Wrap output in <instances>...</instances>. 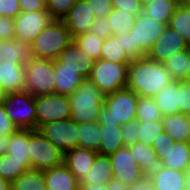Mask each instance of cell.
Segmentation results:
<instances>
[{"instance_id":"obj_1","label":"cell","mask_w":190,"mask_h":190,"mask_svg":"<svg viewBox=\"0 0 190 190\" xmlns=\"http://www.w3.org/2000/svg\"><path fill=\"white\" fill-rule=\"evenodd\" d=\"M173 80L163 63L144 56L128 65L126 88L139 97H154Z\"/></svg>"},{"instance_id":"obj_2","label":"cell","mask_w":190,"mask_h":190,"mask_svg":"<svg viewBox=\"0 0 190 190\" xmlns=\"http://www.w3.org/2000/svg\"><path fill=\"white\" fill-rule=\"evenodd\" d=\"M70 119L76 124L98 122L99 112L104 106L105 94L89 78L84 79L69 95Z\"/></svg>"},{"instance_id":"obj_3","label":"cell","mask_w":190,"mask_h":190,"mask_svg":"<svg viewBox=\"0 0 190 190\" xmlns=\"http://www.w3.org/2000/svg\"><path fill=\"white\" fill-rule=\"evenodd\" d=\"M73 41L63 20L53 19L31 43L34 58L57 60L59 54Z\"/></svg>"},{"instance_id":"obj_4","label":"cell","mask_w":190,"mask_h":190,"mask_svg":"<svg viewBox=\"0 0 190 190\" xmlns=\"http://www.w3.org/2000/svg\"><path fill=\"white\" fill-rule=\"evenodd\" d=\"M138 99L139 96L128 88L105 95L104 106L99 112L98 122L123 125L136 120Z\"/></svg>"},{"instance_id":"obj_5","label":"cell","mask_w":190,"mask_h":190,"mask_svg":"<svg viewBox=\"0 0 190 190\" xmlns=\"http://www.w3.org/2000/svg\"><path fill=\"white\" fill-rule=\"evenodd\" d=\"M25 69V91L34 97L55 93L54 60L33 58Z\"/></svg>"},{"instance_id":"obj_6","label":"cell","mask_w":190,"mask_h":190,"mask_svg":"<svg viewBox=\"0 0 190 190\" xmlns=\"http://www.w3.org/2000/svg\"><path fill=\"white\" fill-rule=\"evenodd\" d=\"M30 169L45 170L64 163V153L38 129L28 138Z\"/></svg>"},{"instance_id":"obj_7","label":"cell","mask_w":190,"mask_h":190,"mask_svg":"<svg viewBox=\"0 0 190 190\" xmlns=\"http://www.w3.org/2000/svg\"><path fill=\"white\" fill-rule=\"evenodd\" d=\"M129 64L110 62L104 59L95 61L89 79L107 95L127 86Z\"/></svg>"},{"instance_id":"obj_8","label":"cell","mask_w":190,"mask_h":190,"mask_svg":"<svg viewBox=\"0 0 190 190\" xmlns=\"http://www.w3.org/2000/svg\"><path fill=\"white\" fill-rule=\"evenodd\" d=\"M3 107L18 129L36 130L35 97L27 91L9 93Z\"/></svg>"},{"instance_id":"obj_9","label":"cell","mask_w":190,"mask_h":190,"mask_svg":"<svg viewBox=\"0 0 190 190\" xmlns=\"http://www.w3.org/2000/svg\"><path fill=\"white\" fill-rule=\"evenodd\" d=\"M36 129L44 123L70 119L71 109L68 95L49 94L35 97Z\"/></svg>"},{"instance_id":"obj_10","label":"cell","mask_w":190,"mask_h":190,"mask_svg":"<svg viewBox=\"0 0 190 190\" xmlns=\"http://www.w3.org/2000/svg\"><path fill=\"white\" fill-rule=\"evenodd\" d=\"M109 157L113 169V178L118 181L132 188L147 179V175L131 155L129 147L124 146Z\"/></svg>"},{"instance_id":"obj_11","label":"cell","mask_w":190,"mask_h":190,"mask_svg":"<svg viewBox=\"0 0 190 190\" xmlns=\"http://www.w3.org/2000/svg\"><path fill=\"white\" fill-rule=\"evenodd\" d=\"M167 24L156 21L143 13L138 15L129 35H132L133 47L142 56L152 47L163 34Z\"/></svg>"},{"instance_id":"obj_12","label":"cell","mask_w":190,"mask_h":190,"mask_svg":"<svg viewBox=\"0 0 190 190\" xmlns=\"http://www.w3.org/2000/svg\"><path fill=\"white\" fill-rule=\"evenodd\" d=\"M38 130L64 154L78 147V128L71 119L44 123Z\"/></svg>"},{"instance_id":"obj_13","label":"cell","mask_w":190,"mask_h":190,"mask_svg":"<svg viewBox=\"0 0 190 190\" xmlns=\"http://www.w3.org/2000/svg\"><path fill=\"white\" fill-rule=\"evenodd\" d=\"M52 20L48 11L21 12L14 18V38L31 44Z\"/></svg>"},{"instance_id":"obj_14","label":"cell","mask_w":190,"mask_h":190,"mask_svg":"<svg viewBox=\"0 0 190 190\" xmlns=\"http://www.w3.org/2000/svg\"><path fill=\"white\" fill-rule=\"evenodd\" d=\"M188 48L187 42L167 25L163 34L154 42L146 56L159 63H164L176 53Z\"/></svg>"},{"instance_id":"obj_15","label":"cell","mask_w":190,"mask_h":190,"mask_svg":"<svg viewBox=\"0 0 190 190\" xmlns=\"http://www.w3.org/2000/svg\"><path fill=\"white\" fill-rule=\"evenodd\" d=\"M94 64L95 60L84 53L74 40L54 60L55 68L74 69L84 79L90 77Z\"/></svg>"},{"instance_id":"obj_16","label":"cell","mask_w":190,"mask_h":190,"mask_svg":"<svg viewBox=\"0 0 190 190\" xmlns=\"http://www.w3.org/2000/svg\"><path fill=\"white\" fill-rule=\"evenodd\" d=\"M95 19L94 13L86 0H78L65 16L63 22L70 31L72 38H74L79 34L89 32V28Z\"/></svg>"},{"instance_id":"obj_17","label":"cell","mask_w":190,"mask_h":190,"mask_svg":"<svg viewBox=\"0 0 190 190\" xmlns=\"http://www.w3.org/2000/svg\"><path fill=\"white\" fill-rule=\"evenodd\" d=\"M26 69L25 64H16L13 61L0 63V88L8 93L25 90Z\"/></svg>"},{"instance_id":"obj_18","label":"cell","mask_w":190,"mask_h":190,"mask_svg":"<svg viewBox=\"0 0 190 190\" xmlns=\"http://www.w3.org/2000/svg\"><path fill=\"white\" fill-rule=\"evenodd\" d=\"M98 152L76 147L64 154V164L79 181L94 165Z\"/></svg>"},{"instance_id":"obj_19","label":"cell","mask_w":190,"mask_h":190,"mask_svg":"<svg viewBox=\"0 0 190 190\" xmlns=\"http://www.w3.org/2000/svg\"><path fill=\"white\" fill-rule=\"evenodd\" d=\"M147 178L157 190H185L186 172L159 165Z\"/></svg>"},{"instance_id":"obj_20","label":"cell","mask_w":190,"mask_h":190,"mask_svg":"<svg viewBox=\"0 0 190 190\" xmlns=\"http://www.w3.org/2000/svg\"><path fill=\"white\" fill-rule=\"evenodd\" d=\"M157 156L163 167L186 172L190 161V142H175Z\"/></svg>"},{"instance_id":"obj_21","label":"cell","mask_w":190,"mask_h":190,"mask_svg":"<svg viewBox=\"0 0 190 190\" xmlns=\"http://www.w3.org/2000/svg\"><path fill=\"white\" fill-rule=\"evenodd\" d=\"M47 190H78V181L63 163L43 170Z\"/></svg>"},{"instance_id":"obj_22","label":"cell","mask_w":190,"mask_h":190,"mask_svg":"<svg viewBox=\"0 0 190 190\" xmlns=\"http://www.w3.org/2000/svg\"><path fill=\"white\" fill-rule=\"evenodd\" d=\"M34 58L31 44L17 39L0 40V63L13 61L16 64H26Z\"/></svg>"},{"instance_id":"obj_23","label":"cell","mask_w":190,"mask_h":190,"mask_svg":"<svg viewBox=\"0 0 190 190\" xmlns=\"http://www.w3.org/2000/svg\"><path fill=\"white\" fill-rule=\"evenodd\" d=\"M113 178V169L110 157L97 154L90 171L78 181V185L103 186Z\"/></svg>"},{"instance_id":"obj_24","label":"cell","mask_w":190,"mask_h":190,"mask_svg":"<svg viewBox=\"0 0 190 190\" xmlns=\"http://www.w3.org/2000/svg\"><path fill=\"white\" fill-rule=\"evenodd\" d=\"M33 131V129H17L3 141L2 150L16 160H30L28 138Z\"/></svg>"},{"instance_id":"obj_25","label":"cell","mask_w":190,"mask_h":190,"mask_svg":"<svg viewBox=\"0 0 190 190\" xmlns=\"http://www.w3.org/2000/svg\"><path fill=\"white\" fill-rule=\"evenodd\" d=\"M164 132L175 142H190V120L187 114L175 113L162 117Z\"/></svg>"},{"instance_id":"obj_26","label":"cell","mask_w":190,"mask_h":190,"mask_svg":"<svg viewBox=\"0 0 190 190\" xmlns=\"http://www.w3.org/2000/svg\"><path fill=\"white\" fill-rule=\"evenodd\" d=\"M121 126L119 123L101 124V144L98 154L110 156L118 149L124 147Z\"/></svg>"},{"instance_id":"obj_27","label":"cell","mask_w":190,"mask_h":190,"mask_svg":"<svg viewBox=\"0 0 190 190\" xmlns=\"http://www.w3.org/2000/svg\"><path fill=\"white\" fill-rule=\"evenodd\" d=\"M153 99L160 109L162 116L179 113L178 80H173L170 84L165 85Z\"/></svg>"},{"instance_id":"obj_28","label":"cell","mask_w":190,"mask_h":190,"mask_svg":"<svg viewBox=\"0 0 190 190\" xmlns=\"http://www.w3.org/2000/svg\"><path fill=\"white\" fill-rule=\"evenodd\" d=\"M128 147L136 163L141 166L147 176L160 165L159 158L152 146L136 142Z\"/></svg>"},{"instance_id":"obj_29","label":"cell","mask_w":190,"mask_h":190,"mask_svg":"<svg viewBox=\"0 0 190 190\" xmlns=\"http://www.w3.org/2000/svg\"><path fill=\"white\" fill-rule=\"evenodd\" d=\"M55 93L70 95L84 78L76 73V70L70 68H55Z\"/></svg>"},{"instance_id":"obj_30","label":"cell","mask_w":190,"mask_h":190,"mask_svg":"<svg viewBox=\"0 0 190 190\" xmlns=\"http://www.w3.org/2000/svg\"><path fill=\"white\" fill-rule=\"evenodd\" d=\"M78 147L98 152L101 144V124L99 122L78 123Z\"/></svg>"},{"instance_id":"obj_31","label":"cell","mask_w":190,"mask_h":190,"mask_svg":"<svg viewBox=\"0 0 190 190\" xmlns=\"http://www.w3.org/2000/svg\"><path fill=\"white\" fill-rule=\"evenodd\" d=\"M11 190H47L43 170L27 169L11 182Z\"/></svg>"},{"instance_id":"obj_32","label":"cell","mask_w":190,"mask_h":190,"mask_svg":"<svg viewBox=\"0 0 190 190\" xmlns=\"http://www.w3.org/2000/svg\"><path fill=\"white\" fill-rule=\"evenodd\" d=\"M30 169V160H16L12 155L0 152V176L10 183Z\"/></svg>"},{"instance_id":"obj_33","label":"cell","mask_w":190,"mask_h":190,"mask_svg":"<svg viewBox=\"0 0 190 190\" xmlns=\"http://www.w3.org/2000/svg\"><path fill=\"white\" fill-rule=\"evenodd\" d=\"M168 26L190 45V7L180 3L169 19Z\"/></svg>"},{"instance_id":"obj_34","label":"cell","mask_w":190,"mask_h":190,"mask_svg":"<svg viewBox=\"0 0 190 190\" xmlns=\"http://www.w3.org/2000/svg\"><path fill=\"white\" fill-rule=\"evenodd\" d=\"M138 16L131 13L114 9L108 18V25L112 30V36H122L129 34Z\"/></svg>"},{"instance_id":"obj_35","label":"cell","mask_w":190,"mask_h":190,"mask_svg":"<svg viewBox=\"0 0 190 190\" xmlns=\"http://www.w3.org/2000/svg\"><path fill=\"white\" fill-rule=\"evenodd\" d=\"M180 3L177 0H157L153 5L143 8V14L161 23H169Z\"/></svg>"},{"instance_id":"obj_36","label":"cell","mask_w":190,"mask_h":190,"mask_svg":"<svg viewBox=\"0 0 190 190\" xmlns=\"http://www.w3.org/2000/svg\"><path fill=\"white\" fill-rule=\"evenodd\" d=\"M101 59L120 64H130L132 61L122 50L121 39H117V36H109L104 40Z\"/></svg>"},{"instance_id":"obj_37","label":"cell","mask_w":190,"mask_h":190,"mask_svg":"<svg viewBox=\"0 0 190 190\" xmlns=\"http://www.w3.org/2000/svg\"><path fill=\"white\" fill-rule=\"evenodd\" d=\"M73 40L84 53H87L88 56L92 57L95 61L101 59L104 39L94 33L86 32L75 36Z\"/></svg>"},{"instance_id":"obj_38","label":"cell","mask_w":190,"mask_h":190,"mask_svg":"<svg viewBox=\"0 0 190 190\" xmlns=\"http://www.w3.org/2000/svg\"><path fill=\"white\" fill-rule=\"evenodd\" d=\"M162 114L153 97H139L136 119L139 122L162 120Z\"/></svg>"},{"instance_id":"obj_39","label":"cell","mask_w":190,"mask_h":190,"mask_svg":"<svg viewBox=\"0 0 190 190\" xmlns=\"http://www.w3.org/2000/svg\"><path fill=\"white\" fill-rule=\"evenodd\" d=\"M188 49L176 53L174 56L167 59L163 64L174 80H181L186 75L188 65Z\"/></svg>"},{"instance_id":"obj_40","label":"cell","mask_w":190,"mask_h":190,"mask_svg":"<svg viewBox=\"0 0 190 190\" xmlns=\"http://www.w3.org/2000/svg\"><path fill=\"white\" fill-rule=\"evenodd\" d=\"M163 132L162 120L139 122L138 142L152 146L154 140Z\"/></svg>"},{"instance_id":"obj_41","label":"cell","mask_w":190,"mask_h":190,"mask_svg":"<svg viewBox=\"0 0 190 190\" xmlns=\"http://www.w3.org/2000/svg\"><path fill=\"white\" fill-rule=\"evenodd\" d=\"M78 0H46V10L53 19L63 20Z\"/></svg>"},{"instance_id":"obj_42","label":"cell","mask_w":190,"mask_h":190,"mask_svg":"<svg viewBox=\"0 0 190 190\" xmlns=\"http://www.w3.org/2000/svg\"><path fill=\"white\" fill-rule=\"evenodd\" d=\"M179 113H190V80H178Z\"/></svg>"},{"instance_id":"obj_43","label":"cell","mask_w":190,"mask_h":190,"mask_svg":"<svg viewBox=\"0 0 190 190\" xmlns=\"http://www.w3.org/2000/svg\"><path fill=\"white\" fill-rule=\"evenodd\" d=\"M139 121L133 120L121 126V136L124 146H130L138 142Z\"/></svg>"},{"instance_id":"obj_44","label":"cell","mask_w":190,"mask_h":190,"mask_svg":"<svg viewBox=\"0 0 190 190\" xmlns=\"http://www.w3.org/2000/svg\"><path fill=\"white\" fill-rule=\"evenodd\" d=\"M96 19L108 17L114 10L111 0H86Z\"/></svg>"},{"instance_id":"obj_45","label":"cell","mask_w":190,"mask_h":190,"mask_svg":"<svg viewBox=\"0 0 190 190\" xmlns=\"http://www.w3.org/2000/svg\"><path fill=\"white\" fill-rule=\"evenodd\" d=\"M111 2L114 9H120L136 16L143 13L140 0H111Z\"/></svg>"},{"instance_id":"obj_46","label":"cell","mask_w":190,"mask_h":190,"mask_svg":"<svg viewBox=\"0 0 190 190\" xmlns=\"http://www.w3.org/2000/svg\"><path fill=\"white\" fill-rule=\"evenodd\" d=\"M17 126L7 115L3 105L0 106V140L4 141L17 130Z\"/></svg>"},{"instance_id":"obj_47","label":"cell","mask_w":190,"mask_h":190,"mask_svg":"<svg viewBox=\"0 0 190 190\" xmlns=\"http://www.w3.org/2000/svg\"><path fill=\"white\" fill-rule=\"evenodd\" d=\"M21 12L19 0H0V17L14 19Z\"/></svg>"},{"instance_id":"obj_48","label":"cell","mask_w":190,"mask_h":190,"mask_svg":"<svg viewBox=\"0 0 190 190\" xmlns=\"http://www.w3.org/2000/svg\"><path fill=\"white\" fill-rule=\"evenodd\" d=\"M108 23L107 17L95 19L89 28V32L94 33L105 40L107 37L112 36V30L110 29Z\"/></svg>"},{"instance_id":"obj_49","label":"cell","mask_w":190,"mask_h":190,"mask_svg":"<svg viewBox=\"0 0 190 190\" xmlns=\"http://www.w3.org/2000/svg\"><path fill=\"white\" fill-rule=\"evenodd\" d=\"M14 39V19L0 17V40Z\"/></svg>"},{"instance_id":"obj_50","label":"cell","mask_w":190,"mask_h":190,"mask_svg":"<svg viewBox=\"0 0 190 190\" xmlns=\"http://www.w3.org/2000/svg\"><path fill=\"white\" fill-rule=\"evenodd\" d=\"M117 39H121V45H122V50L125 51L126 55L131 59H139L142 56L134 49L133 47V40H132V35L125 34L122 36H117Z\"/></svg>"},{"instance_id":"obj_51","label":"cell","mask_w":190,"mask_h":190,"mask_svg":"<svg viewBox=\"0 0 190 190\" xmlns=\"http://www.w3.org/2000/svg\"><path fill=\"white\" fill-rule=\"evenodd\" d=\"M175 140L166 132L158 135L152 144V148L158 154L160 151L167 150L170 146H173Z\"/></svg>"},{"instance_id":"obj_52","label":"cell","mask_w":190,"mask_h":190,"mask_svg":"<svg viewBox=\"0 0 190 190\" xmlns=\"http://www.w3.org/2000/svg\"><path fill=\"white\" fill-rule=\"evenodd\" d=\"M46 0H19L22 12L47 11Z\"/></svg>"},{"instance_id":"obj_53","label":"cell","mask_w":190,"mask_h":190,"mask_svg":"<svg viewBox=\"0 0 190 190\" xmlns=\"http://www.w3.org/2000/svg\"><path fill=\"white\" fill-rule=\"evenodd\" d=\"M107 190H131V187L115 178H112L107 184Z\"/></svg>"},{"instance_id":"obj_54","label":"cell","mask_w":190,"mask_h":190,"mask_svg":"<svg viewBox=\"0 0 190 190\" xmlns=\"http://www.w3.org/2000/svg\"><path fill=\"white\" fill-rule=\"evenodd\" d=\"M131 190H157L149 179H145L143 182L133 186Z\"/></svg>"},{"instance_id":"obj_55","label":"cell","mask_w":190,"mask_h":190,"mask_svg":"<svg viewBox=\"0 0 190 190\" xmlns=\"http://www.w3.org/2000/svg\"><path fill=\"white\" fill-rule=\"evenodd\" d=\"M78 190H107V185L103 186L78 185Z\"/></svg>"},{"instance_id":"obj_56","label":"cell","mask_w":190,"mask_h":190,"mask_svg":"<svg viewBox=\"0 0 190 190\" xmlns=\"http://www.w3.org/2000/svg\"><path fill=\"white\" fill-rule=\"evenodd\" d=\"M0 190H11V183L0 176Z\"/></svg>"},{"instance_id":"obj_57","label":"cell","mask_w":190,"mask_h":190,"mask_svg":"<svg viewBox=\"0 0 190 190\" xmlns=\"http://www.w3.org/2000/svg\"><path fill=\"white\" fill-rule=\"evenodd\" d=\"M8 92L0 88V106L5 103L8 97Z\"/></svg>"},{"instance_id":"obj_58","label":"cell","mask_w":190,"mask_h":190,"mask_svg":"<svg viewBox=\"0 0 190 190\" xmlns=\"http://www.w3.org/2000/svg\"><path fill=\"white\" fill-rule=\"evenodd\" d=\"M188 60H189V62H188L187 68H186V75L183 78L184 80H190V45L188 48Z\"/></svg>"},{"instance_id":"obj_59","label":"cell","mask_w":190,"mask_h":190,"mask_svg":"<svg viewBox=\"0 0 190 190\" xmlns=\"http://www.w3.org/2000/svg\"><path fill=\"white\" fill-rule=\"evenodd\" d=\"M142 8L153 5L157 0H140Z\"/></svg>"},{"instance_id":"obj_60","label":"cell","mask_w":190,"mask_h":190,"mask_svg":"<svg viewBox=\"0 0 190 190\" xmlns=\"http://www.w3.org/2000/svg\"><path fill=\"white\" fill-rule=\"evenodd\" d=\"M185 186L187 190H190V173L189 172H186Z\"/></svg>"},{"instance_id":"obj_61","label":"cell","mask_w":190,"mask_h":190,"mask_svg":"<svg viewBox=\"0 0 190 190\" xmlns=\"http://www.w3.org/2000/svg\"><path fill=\"white\" fill-rule=\"evenodd\" d=\"M184 4H185L186 6H188V7H190V0H186V1L184 2Z\"/></svg>"},{"instance_id":"obj_62","label":"cell","mask_w":190,"mask_h":190,"mask_svg":"<svg viewBox=\"0 0 190 190\" xmlns=\"http://www.w3.org/2000/svg\"><path fill=\"white\" fill-rule=\"evenodd\" d=\"M2 144H3V141L0 140V152L2 151Z\"/></svg>"},{"instance_id":"obj_63","label":"cell","mask_w":190,"mask_h":190,"mask_svg":"<svg viewBox=\"0 0 190 190\" xmlns=\"http://www.w3.org/2000/svg\"><path fill=\"white\" fill-rule=\"evenodd\" d=\"M186 172H189L190 173V161H189V165H188V168H187V171Z\"/></svg>"},{"instance_id":"obj_64","label":"cell","mask_w":190,"mask_h":190,"mask_svg":"<svg viewBox=\"0 0 190 190\" xmlns=\"http://www.w3.org/2000/svg\"><path fill=\"white\" fill-rule=\"evenodd\" d=\"M179 3H184L186 0H177Z\"/></svg>"}]
</instances>
